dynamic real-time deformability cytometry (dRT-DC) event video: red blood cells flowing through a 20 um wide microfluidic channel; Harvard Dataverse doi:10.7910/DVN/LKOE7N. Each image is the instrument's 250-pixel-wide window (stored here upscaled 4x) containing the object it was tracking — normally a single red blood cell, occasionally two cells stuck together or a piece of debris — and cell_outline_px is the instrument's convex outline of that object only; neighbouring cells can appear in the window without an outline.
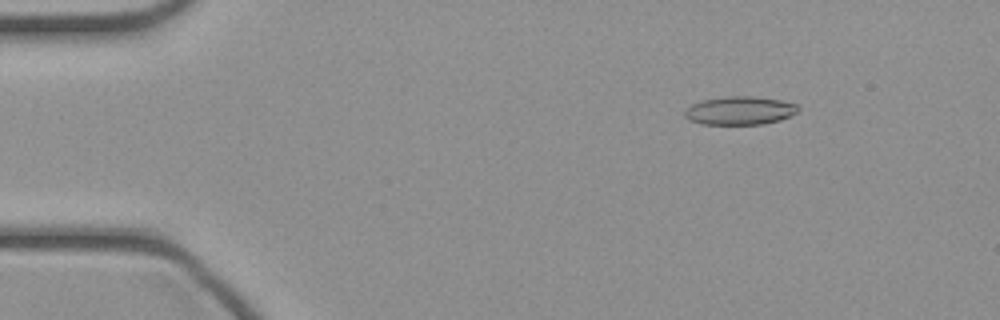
{"species": "common noctule bat (a hibernating species)", "species_latin": "Nyctalus noctula", "temperature_condition": "cold", "stored_images_in_passage": 46, "camera_frame_rate_fps": 3000, "um_per_image_px": 0.085, "animal": {"sex": "female", "body_mass_g": 21.9}, "frame": {"image": 1, "passage_image": 6, "time_ms": 1.667, "image_size_px": [1000, 320], "cell_outline_px": [[800, 108], [796, 112], [780, 120], [764, 124], [704, 124], [688, 120], [684, 116], [684, 112], [692, 104], [700, 100], [728, 96], [752, 96], [780, 100], [796, 104]], "centroid_in_image_um": [62.86, 9.4], "position_along_channel_um": 22.1, "area_um2": 18.67}}
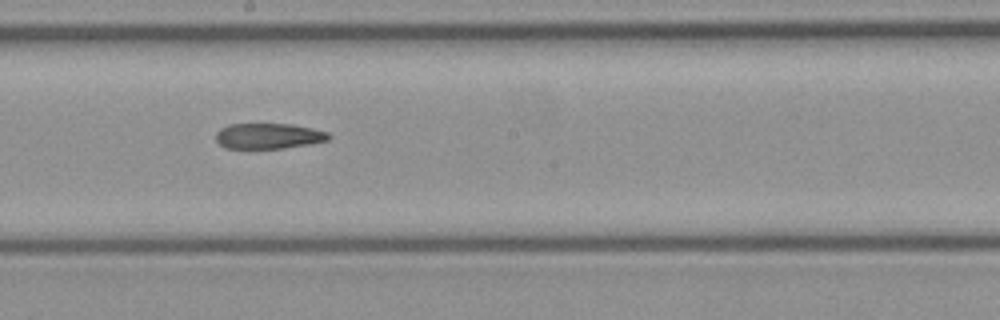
{"frame": {"image": 2, "passage_image": 25, "time_ms": 8.0, "image_size_px": [1000, 320], "cell_outline_px": [[332, 136], [328, 140], [308, 144], [280, 148], [224, 148], [216, 140], [216, 132], [220, 128], [228, 124], [292, 124], [312, 128], [328, 132]], "centroid_in_image_um": [22.81, 11.55], "position_along_channel_um": 225.4, "area_um2": 16.76}}
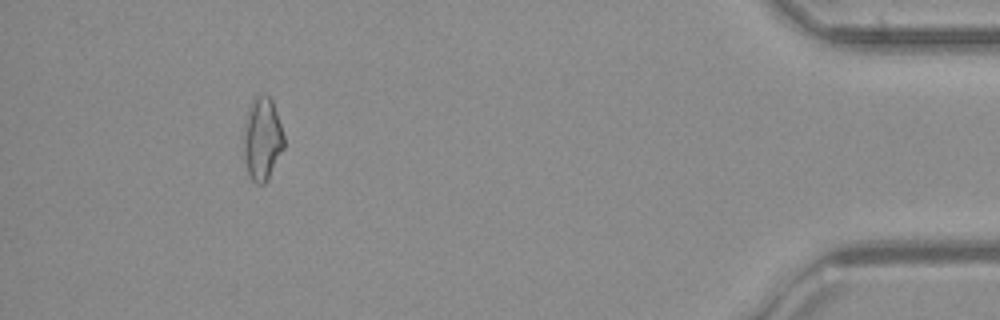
{"frame": {"image": 3, "passage_image": 42, "time_ms": 13.667, "image_size_px": [1000, 320], "cell_outline_px": [[284, 148], [268, 180], [264, 184], [256, 184], [248, 176], [244, 156], [244, 124], [252, 100], [260, 92], [268, 96], [272, 100], [284, 136]], "centroid_in_image_um": [22.29, 11.83], "position_along_channel_um": 412.9, "area_um2": 19.54}}